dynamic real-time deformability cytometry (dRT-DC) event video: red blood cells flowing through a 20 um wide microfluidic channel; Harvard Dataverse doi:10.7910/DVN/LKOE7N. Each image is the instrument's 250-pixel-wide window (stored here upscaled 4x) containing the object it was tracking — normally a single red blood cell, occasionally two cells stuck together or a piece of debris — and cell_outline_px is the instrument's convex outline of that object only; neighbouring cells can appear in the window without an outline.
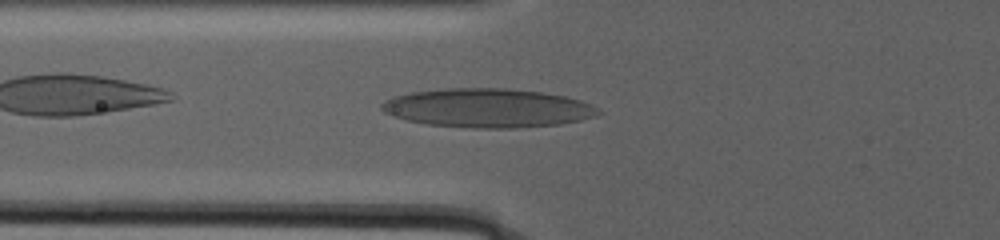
{"species": "human", "species_latin": "Homo sapiens", "temperature_condition": "warm", "stored_images_in_passage": 66, "camera_frame_rate_fps": 3000, "um_per_image_px": 0.085, "donor": {"sex": "male"}, "frame": {"image": 1, "passage_image": 6, "time_ms": 1.667, "image_size_px": [1000, 240], "cell_outline_px": [[600, 112], [596, 116], [580, 120], [560, 124], [516, 128], [472, 128], [428, 124], [408, 120], [392, 116], [384, 112], [380, 108], [380, 104], [384, 100], [392, 96], [412, 92], [444, 88], [508, 88], [540, 92], [564, 96], [580, 100], [596, 108]], "centroid_in_image_um": [41.4, 9.18], "position_along_channel_um": 84.4, "area_um2": 49.07}}
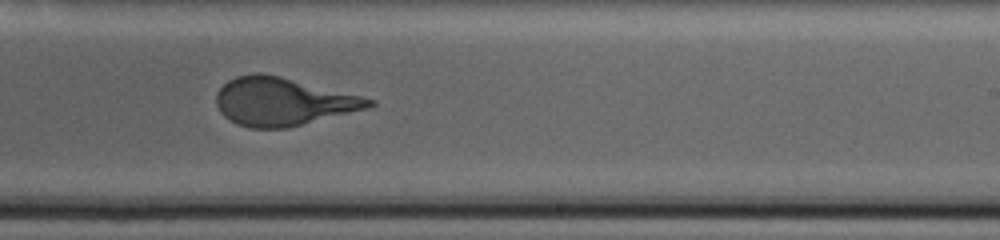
{"frame": {"image": 2, "passage_image": 32, "time_ms": 10.333, "image_size_px": [1000, 240], "cell_outline_px": [[376, 104], [368, 108], [288, 128], [252, 128], [236, 124], [224, 116], [220, 112], [216, 104], [216, 92], [228, 80], [236, 76], [256, 72], [260, 72], [280, 76], [376, 100]], "centroid_in_image_um": [24.01, 8.64], "position_along_channel_um": 265.0, "area_um2": 42.54}}
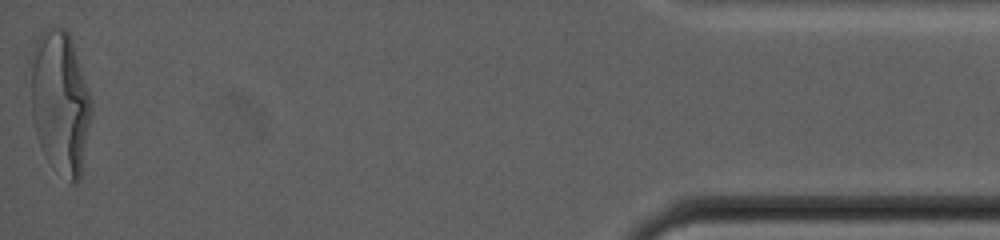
{"frame": {"image": 3, "passage_image": 66, "time_ms": 21.667, "image_size_px": [1000, 240], "cell_outline_px": [[92, 112], [80, 180], [76, 184], [72, 184], [52, 168], [44, 156], [36, 136], [32, 116], [32, 44], [40, 32], [48, 28], [64, 28], [68, 32], [72, 40], [92, 100]], "centroid_in_image_um": [5.12, 8.73], "position_along_channel_um": 430.1, "area_um2": 50.92}, "authors_computed_cell_mechanics": {"area_um2": 43.2344, "velocity_mm_per_s": 2.0897, "shape_relaxation_time_tau1_ms": 9.0867, "shape_relaxation_time_tau2_ms": null, "deformation_change_tau1": 0.2781, "deformation_change_tau2": null}}